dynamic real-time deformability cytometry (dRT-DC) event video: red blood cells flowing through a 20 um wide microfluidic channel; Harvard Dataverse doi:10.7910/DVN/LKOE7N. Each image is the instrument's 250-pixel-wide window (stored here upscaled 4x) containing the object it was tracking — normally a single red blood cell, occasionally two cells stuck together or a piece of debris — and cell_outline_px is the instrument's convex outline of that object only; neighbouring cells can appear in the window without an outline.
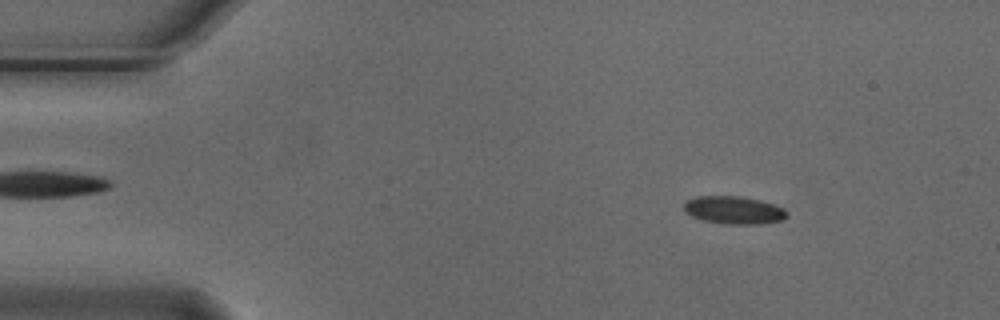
{"species": "Egyptian fruit bat (a non-hibernating species)", "species_latin": "Rousettus aegyptiacus", "temperature_condition": "cold", "stored_images_in_passage": 6, "camera_frame_rate_fps": 3000, "um_per_image_px": 0.085, "animal": {"sex": "male"}, "frame": {"image": 1, "passage_image": 2, "time_ms": 0.333, "image_size_px": [1000, 320], "cell_outline_px": [[788, 216], [784, 220], [760, 224], [724, 224], [704, 220], [692, 216], [684, 212], [684, 204], [688, 200], [696, 196], [740, 196], [760, 200], [784, 208], [788, 212]], "centroid_in_image_um": [62.4, 17.86], "position_along_channel_um": 22.6, "area_um2": 16.76}}
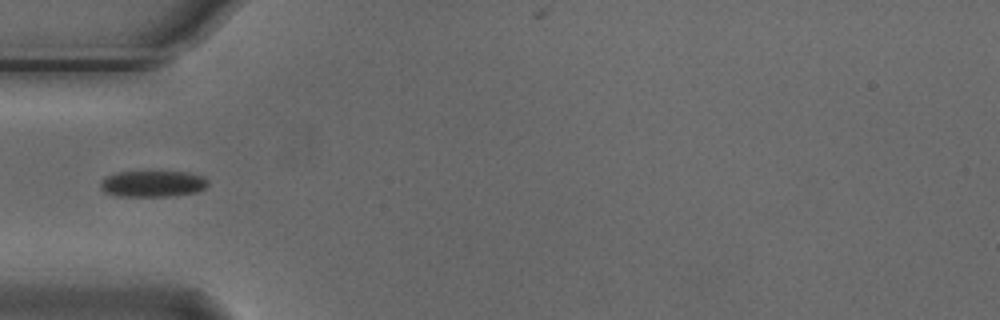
{"frame": {"image": 2, "passage_image": 5, "time_ms": 1.333, "image_size_px": [1000, 320], "cell_outline_px": [[208, 184], [204, 188], [196, 192], [176, 196], [116, 196], [104, 192], [100, 188], [100, 180], [116, 172], [188, 172], [204, 176], [208, 180]], "centroid_in_image_um": [12.98, 15.62], "position_along_channel_um": 72.0, "area_um2": 16.59}}